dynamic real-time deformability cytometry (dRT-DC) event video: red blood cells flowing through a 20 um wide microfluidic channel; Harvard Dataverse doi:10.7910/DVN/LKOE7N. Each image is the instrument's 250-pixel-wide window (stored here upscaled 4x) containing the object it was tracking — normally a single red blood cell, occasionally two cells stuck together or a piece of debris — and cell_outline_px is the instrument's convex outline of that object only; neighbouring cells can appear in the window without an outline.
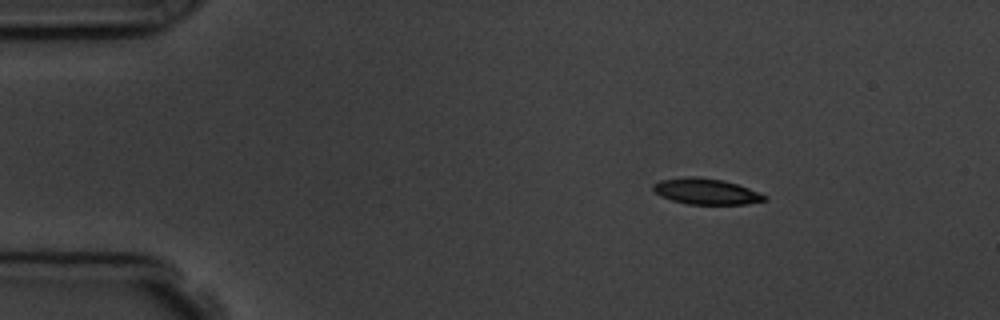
{"species": "common noctule bat (a hibernating species)", "species_latin": "Nyctalus noctula", "temperature_condition": "room temperature", "stored_images_in_passage": 6, "camera_frame_rate_fps": 3000, "um_per_image_px": 0.085, "animal": {"sex": "male", "body_mass_g": 19.5, "forearm_length_mm": 54.6}, "frame": {"image": 1, "passage_image": 2, "time_ms": 1.333, "image_size_px": [1000, 320], "cell_outline_px": [[768, 200], [744, 204], [688, 204], [672, 200], [660, 196], [652, 192], [652, 184], [660, 180], [692, 176], [696, 176], [724, 180], [748, 188], [768, 196]], "centroid_in_image_um": [59.99, 16.27], "position_along_channel_um": 25.0, "area_um2": 16.88}}
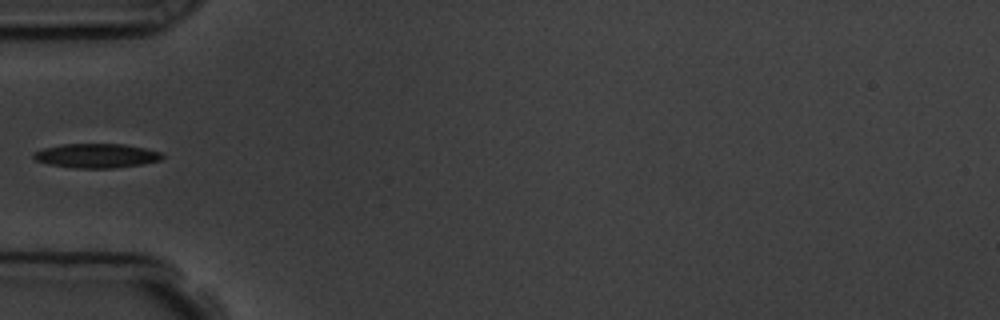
{"frame": {"image": 2, "passage_image": 5, "time_ms": 4.667, "image_size_px": [1000, 320], "cell_outline_px": [[164, 156], [160, 160], [144, 164], [112, 168], [72, 168], [48, 164], [36, 160], [32, 156], [32, 152], [44, 148], [64, 144], [124, 144], [144, 148], [160, 152]], "centroid_in_image_um": [8.18, 13.24], "position_along_channel_um": 76.8, "area_um2": 18.21}}